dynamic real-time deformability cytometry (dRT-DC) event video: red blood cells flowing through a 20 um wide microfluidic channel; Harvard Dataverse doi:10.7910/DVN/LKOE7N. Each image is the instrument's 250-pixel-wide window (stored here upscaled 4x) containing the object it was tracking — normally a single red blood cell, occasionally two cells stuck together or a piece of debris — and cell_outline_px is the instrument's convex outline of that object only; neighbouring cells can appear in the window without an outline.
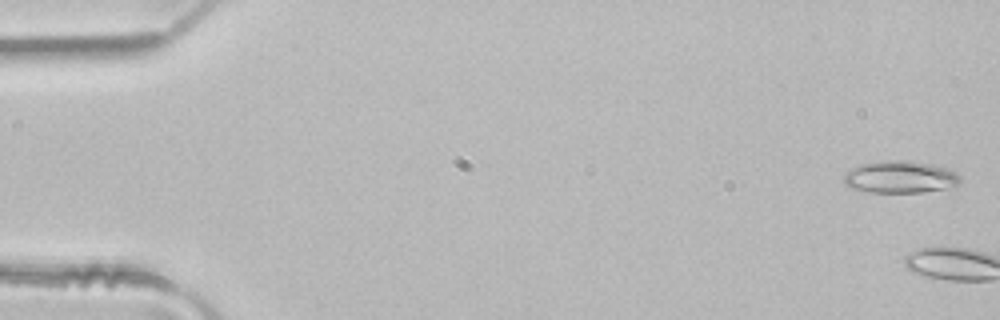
{"species": "common noctule bat (a hibernating species)", "species_latin": "Nyctalus noctula", "temperature_condition": "room temperature", "stored_images_in_passage": 3, "camera_frame_rate_fps": 3000, "um_per_image_px": 0.085, "animal": {"sex": "male", "body_mass_g": 21.5, "forearm_length_mm": 52.0}, "frame": {"image": 1, "passage_image": 1, "time_ms": 0.0, "image_size_px": [1000, 320], "cell_outline_px": [[960, 180], [956, 184], [944, 188], [920, 192], [868, 192], [848, 188], [844, 184], [844, 172], [860, 164], [876, 160], [900, 160], [932, 164], [948, 168], [956, 172], [960, 176]], "centroid_in_image_um": [76.43, 15.03], "position_along_channel_um": 8.6, "area_um2": 21.91}}